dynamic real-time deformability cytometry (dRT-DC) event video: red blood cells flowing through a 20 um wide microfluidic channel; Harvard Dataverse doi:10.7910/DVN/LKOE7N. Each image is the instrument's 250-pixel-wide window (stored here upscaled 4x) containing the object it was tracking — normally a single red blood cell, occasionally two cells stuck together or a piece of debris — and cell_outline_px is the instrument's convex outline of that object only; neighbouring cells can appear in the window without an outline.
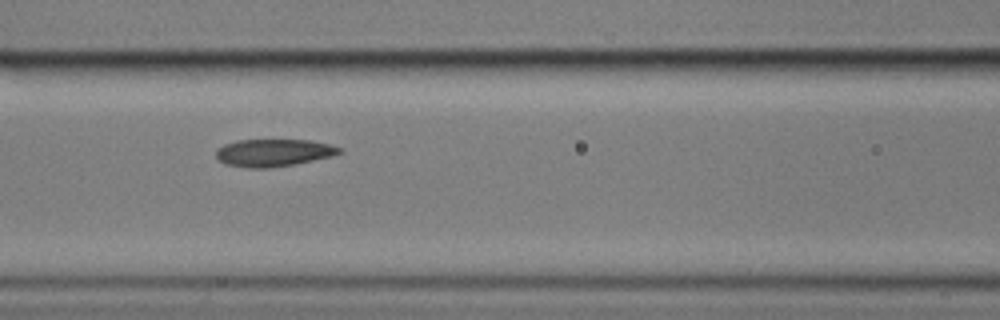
{"species": "common noctule bat (a hibernating species)", "species_latin": "Nyctalus noctula", "temperature_condition": "cold", "stored_images_in_passage": 7, "camera_frame_rate_fps": 3000, "um_per_image_px": 0.085, "animal": {"sex": "male", "body_mass_g": 17.9}, "frame": {"image": 1, "passage_image": 6, "time_ms": 7.333, "image_size_px": [1000, 320], "cell_outline_px": [[344, 152], [332, 156], [296, 164], [268, 168], [248, 168], [224, 164], [216, 156], [216, 148], [224, 144], [236, 140], [308, 140], [328, 144], [344, 148]], "centroid_in_image_um": [23.26, 12.98], "position_along_channel_um": 143.3, "area_um2": 19.88}}
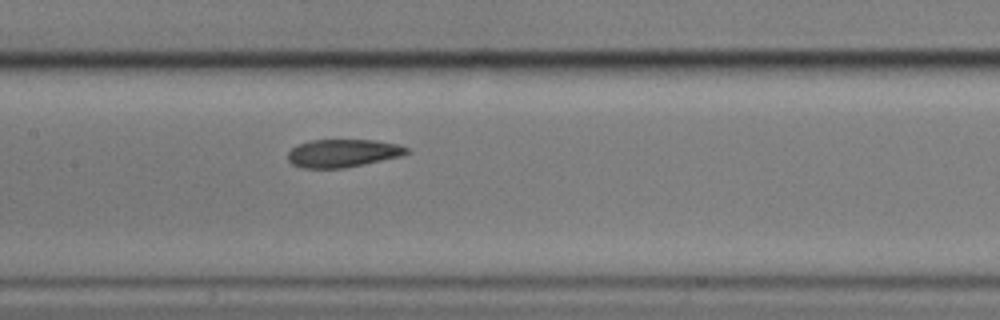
{"frame": {"image": 2, "passage_image": 7, "time_ms": 8.333, "image_size_px": [1000, 320], "cell_outline_px": [[412, 152], [400, 156], [364, 164], [344, 168], [300, 168], [292, 164], [288, 160], [288, 152], [296, 144], [312, 140], [376, 140], [396, 144], [408, 148]], "centroid_in_image_um": [29.12, 13.02], "position_along_channel_um": 178.3, "area_um2": 19.42}}